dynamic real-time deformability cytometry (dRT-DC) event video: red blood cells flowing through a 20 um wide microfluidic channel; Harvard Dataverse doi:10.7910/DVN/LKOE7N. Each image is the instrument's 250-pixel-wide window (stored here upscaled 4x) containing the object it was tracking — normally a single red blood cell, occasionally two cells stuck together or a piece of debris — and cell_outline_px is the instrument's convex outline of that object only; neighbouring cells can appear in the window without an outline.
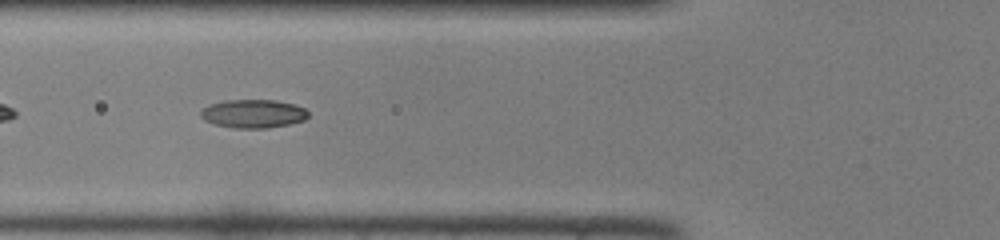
{"species": "common noctule bat (a hibernating species)", "species_latin": "Nyctalus noctula", "temperature_condition": "room temperature", "stored_images_in_passage": 32, "camera_frame_rate_fps": 3000, "um_per_image_px": 0.085, "animal": {"sex": "female", "body_mass_g": 22.0, "forearm_length_mm": 56.7}, "frame": {"image": 1, "passage_image": 5, "time_ms": 1.333, "image_size_px": [1000, 240], "cell_outline_px": [[308, 116], [304, 120], [288, 124], [268, 128], [232, 128], [212, 124], [204, 120], [200, 116], [200, 112], [208, 104], [224, 100], [276, 100], [292, 104], [304, 108], [308, 112]], "centroid_in_image_um": [21.47, 9.67], "position_along_channel_um": 104.3, "area_um2": 17.92}}
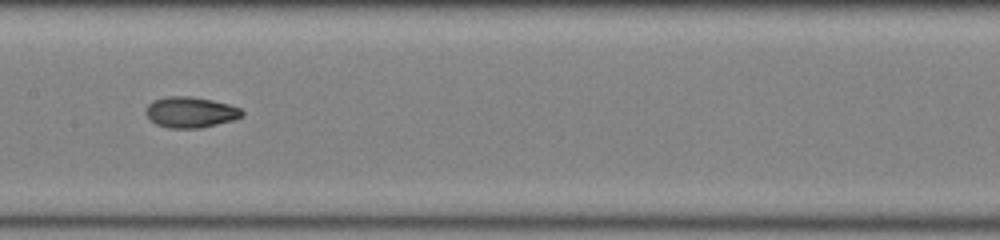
{"frame": {"image": 2, "passage_image": 11, "time_ms": 3.333, "image_size_px": [1000, 240], "cell_outline_px": [[244, 112], [240, 116], [232, 120], [200, 128], [168, 128], [156, 124], [144, 112], [148, 104], [152, 100], [168, 96], [192, 96], [212, 100], [228, 104], [240, 108]], "centroid_in_image_um": [16.16, 9.53], "position_along_channel_um": 191.2, "area_um2": 17.17}}
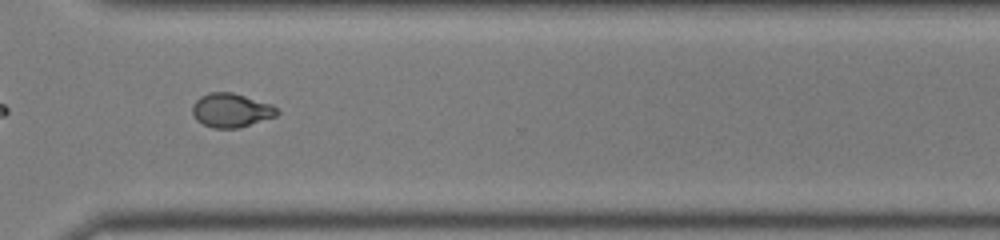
{"frame": {"image": 3, "passage_image": 22, "time_ms": 7.0, "image_size_px": [1000, 240], "cell_outline_px": [[280, 112], [276, 116], [240, 128], [212, 128], [196, 120], [192, 112], [192, 104], [200, 96], [208, 92], [232, 92], [272, 104], [280, 108]], "centroid_in_image_um": [19.66, 9.37], "position_along_channel_um": 350.9, "area_um2": 16.99}}